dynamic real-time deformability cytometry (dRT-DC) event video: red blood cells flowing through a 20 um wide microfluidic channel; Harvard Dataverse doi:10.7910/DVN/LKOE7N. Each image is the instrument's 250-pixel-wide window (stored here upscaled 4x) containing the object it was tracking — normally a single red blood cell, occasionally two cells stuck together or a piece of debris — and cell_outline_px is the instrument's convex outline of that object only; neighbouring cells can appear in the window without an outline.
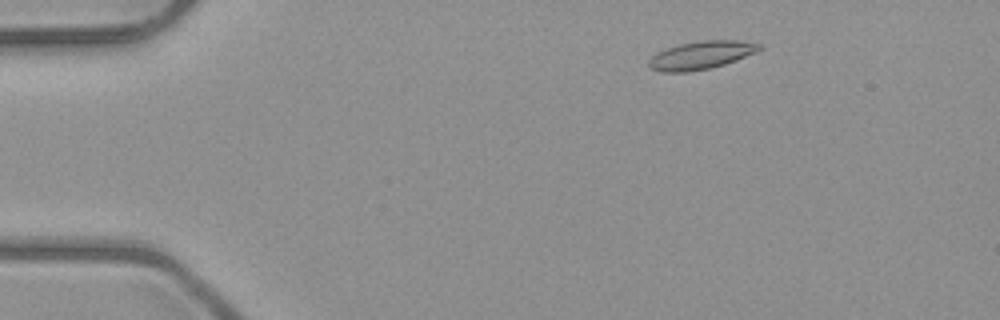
{"species": "common noctule bat (a hibernating species)", "species_latin": "Nyctalus noctula", "temperature_condition": "room temperature", "stored_images_in_passage": 4, "camera_frame_rate_fps": 3000, "um_per_image_px": 0.085, "animal": {"sex": "male", "body_mass_g": 23.1, "forearm_length_mm": 52.7}, "frame": {"image": 1, "passage_image": 2, "time_ms": 1.0, "image_size_px": [1000, 320], "cell_outline_px": [[764, 48], [756, 52], [736, 60], [712, 68], [688, 72], [660, 72], [652, 68], [648, 64], [648, 60], [656, 52], [680, 44], [704, 40], [736, 40], [764, 44]], "centroid_in_image_um": [59.62, 4.69], "position_along_channel_um": 25.4, "area_um2": 18.15}}
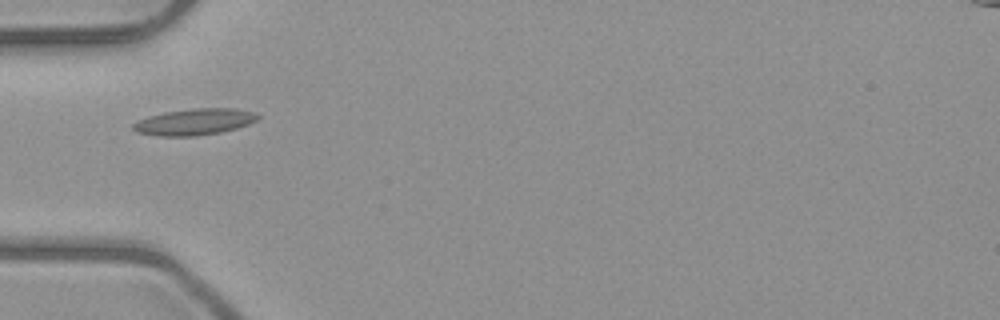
{"frame": {"image": 2, "passage_image": 4, "time_ms": 4.0, "image_size_px": [1000, 320], "cell_outline_px": [[260, 116], [256, 120], [248, 124], [236, 128], [220, 132], [196, 136], [156, 136], [136, 132], [132, 128], [132, 124], [148, 116], [164, 112], [192, 108], [236, 108], [256, 112]], "centroid_in_image_um": [16.53, 10.35], "position_along_channel_um": 68.5, "area_um2": 19.25}}